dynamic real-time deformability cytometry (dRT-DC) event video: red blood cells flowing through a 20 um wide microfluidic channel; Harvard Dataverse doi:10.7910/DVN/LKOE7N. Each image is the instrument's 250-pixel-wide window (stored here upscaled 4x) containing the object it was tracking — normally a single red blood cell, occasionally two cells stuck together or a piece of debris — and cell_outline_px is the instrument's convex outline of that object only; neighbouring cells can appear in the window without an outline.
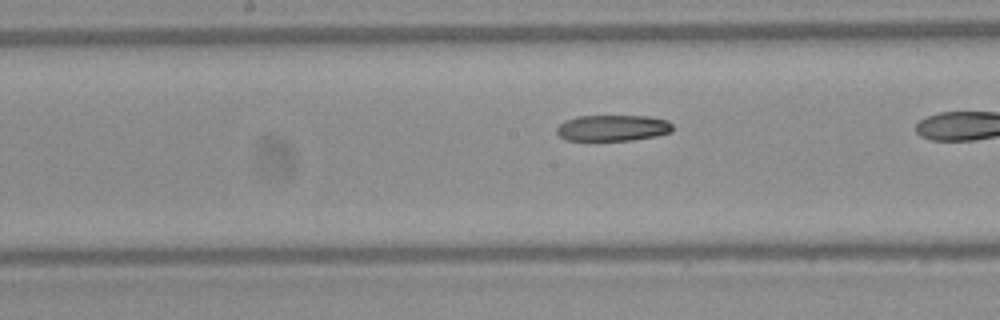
{"species": "Egyptian fruit bat (a non-hibernating species)", "species_latin": "Rousettus aegyptiacus", "temperature_condition": "warm", "stored_images_in_passage": 24, "camera_frame_rate_fps": 3000, "um_per_image_px": 0.085, "frame": {"image": 1, "passage_image": 11, "time_ms": 3.333, "image_size_px": [1000, 320], "cell_outline_px": [[672, 132], [656, 136], [632, 140], [564, 140], [556, 132], [556, 128], [564, 120], [576, 116], [648, 116], [668, 120], [672, 124]], "centroid_in_image_um": [52.07, 10.87], "position_along_channel_um": 196.1, "area_um2": 17.74}}
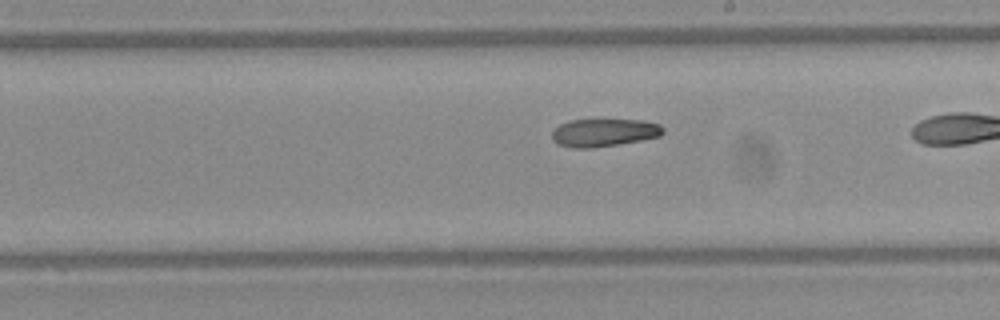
{"frame": {"image": 2, "passage_image": 14, "time_ms": 4.333, "image_size_px": [1000, 320], "cell_outline_px": [[664, 132], [660, 136], [640, 140], [592, 148], [572, 148], [556, 144], [552, 140], [552, 132], [560, 124], [568, 120], [644, 120], [660, 124], [664, 128]], "centroid_in_image_um": [51.32, 11.27], "position_along_channel_um": 237.7, "area_um2": 18.03}}
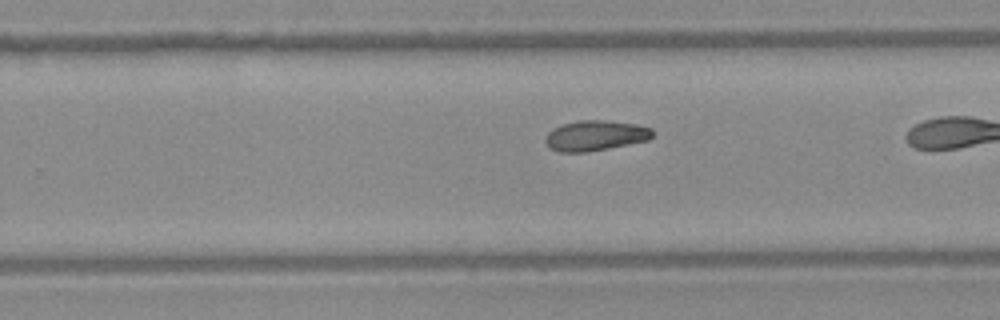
{"frame": {"image": 3, "passage_image": 17, "time_ms": 5.333, "image_size_px": [1000, 320], "cell_outline_px": [[652, 136], [648, 140], [588, 152], [560, 152], [548, 148], [544, 140], [548, 132], [552, 128], [560, 124], [580, 120], [604, 120], [636, 124], [652, 128]], "centroid_in_image_um": [50.55, 11.52], "position_along_channel_um": 279.2, "area_um2": 19.02}}